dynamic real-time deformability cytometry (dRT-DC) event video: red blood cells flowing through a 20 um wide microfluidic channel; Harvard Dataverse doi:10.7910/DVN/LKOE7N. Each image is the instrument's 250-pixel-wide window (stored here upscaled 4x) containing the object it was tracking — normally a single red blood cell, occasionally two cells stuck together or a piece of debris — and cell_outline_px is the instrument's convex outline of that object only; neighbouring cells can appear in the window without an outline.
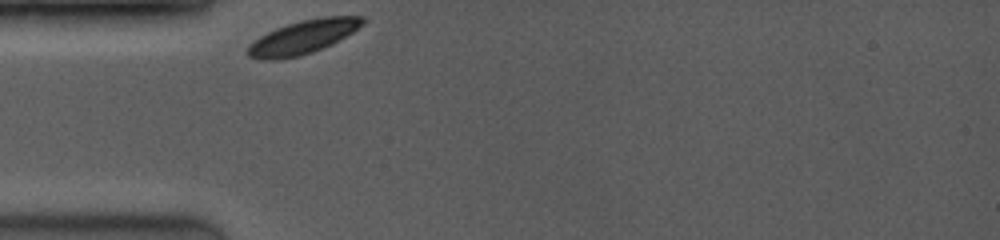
{"species": "common noctule bat (a hibernating species)", "species_latin": "Nyctalus noctula", "temperature_condition": "room temperature", "stored_images_in_passage": 45, "camera_frame_rate_fps": 3500, "um_per_image_px": 0.085, "animal": {"sex": "female", "body_mass_g": 19.0, "forearm_length_mm": 53.3}, "frame": {"image": 1, "passage_image": 1, "time_ms": 0.0, "image_size_px": [1000, 240], "cell_outline_px": [[364, 24], [352, 32], [332, 44], [312, 52], [300, 56], [276, 60], [260, 60], [248, 56], [244, 52], [248, 44], [260, 36], [276, 28], [300, 20], [324, 16], [364, 16]], "centroid_in_image_um": [25.71, 3.16], "position_along_channel_um": 59.3, "area_um2": 22.66}}
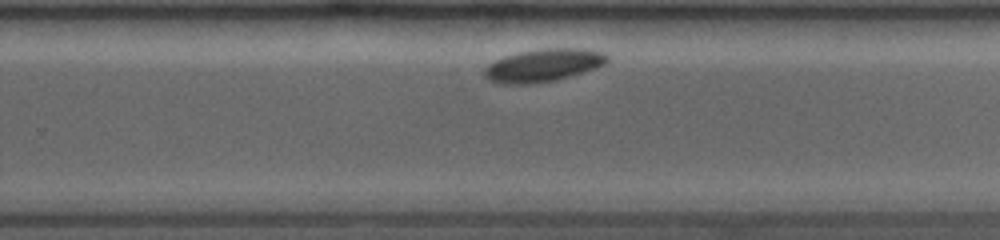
{"frame": {"image": 2, "passage_image": 29, "time_ms": 6.286, "image_size_px": [1000, 240], "cell_outline_px": [[608, 60], [604, 64], [596, 68], [556, 80], [532, 84], [504, 84], [488, 80], [484, 76], [484, 68], [488, 64], [504, 56], [520, 52], [540, 48], [584, 48], [604, 52], [608, 56]], "centroid_in_image_um": [46.18, 5.54], "position_along_channel_um": 283.6, "area_um2": 23.58}}
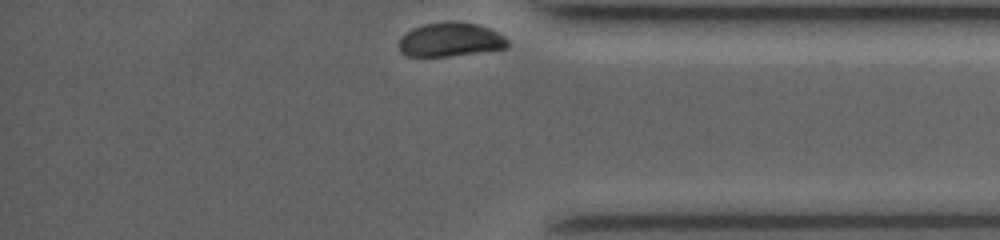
{"frame": {"image": 3, "passage_image": 45, "time_ms": 9.429, "image_size_px": [1000, 240], "cell_outline_px": [[508, 48], [448, 56], [408, 56], [400, 52], [400, 36], [412, 28], [424, 24], [448, 20], [452, 20], [476, 24], [488, 28], [504, 36], [508, 40]], "centroid_in_image_um": [38.27, 3.36], "position_along_channel_um": 396.9, "area_um2": 21.56}, "authors_computed_cell_mechanics": {"area_um2": 22.8888, "velocity_mm_per_s": 3.6346, "shape_relaxation_time_tau1_ms": 3.8343, "shape_relaxation_time_tau2_ms": null, "deformation_change_tau1": 0.0842, "deformation_change_tau2": null}}